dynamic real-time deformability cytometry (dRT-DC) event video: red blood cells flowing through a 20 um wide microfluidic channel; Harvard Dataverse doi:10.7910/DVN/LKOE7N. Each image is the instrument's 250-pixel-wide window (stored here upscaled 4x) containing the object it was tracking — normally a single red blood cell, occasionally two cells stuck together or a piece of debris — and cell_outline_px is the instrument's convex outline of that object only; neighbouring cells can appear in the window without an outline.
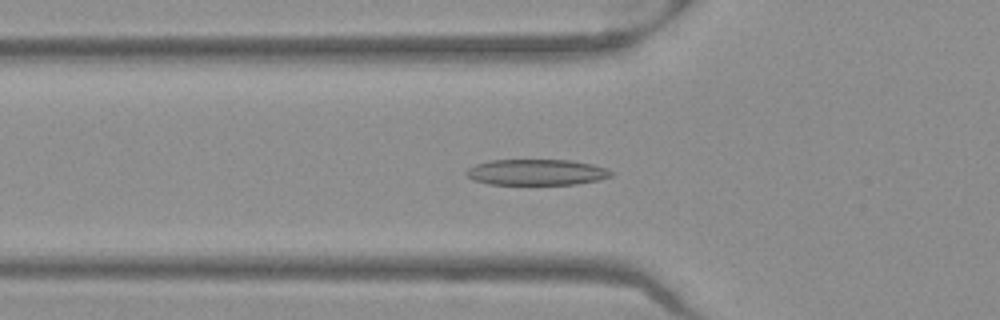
{"species": "Egyptian fruit bat (a non-hibernating species)", "species_latin": "Rousettus aegyptiacus", "temperature_condition": "warm", "stored_images_in_passage": 51, "camera_frame_rate_fps": 3000, "um_per_image_px": 0.085, "frame": {"image": 1, "passage_image": 18, "time_ms": 5.667, "image_size_px": [1000, 320], "cell_outline_px": [[612, 176], [600, 180], [576, 184], [488, 184], [472, 180], [464, 172], [468, 168], [476, 164], [488, 160], [572, 160], [592, 164], [608, 168], [612, 172]], "centroid_in_image_um": [45.61, 14.63], "position_along_channel_um": 80.2, "area_um2": 22.02}}
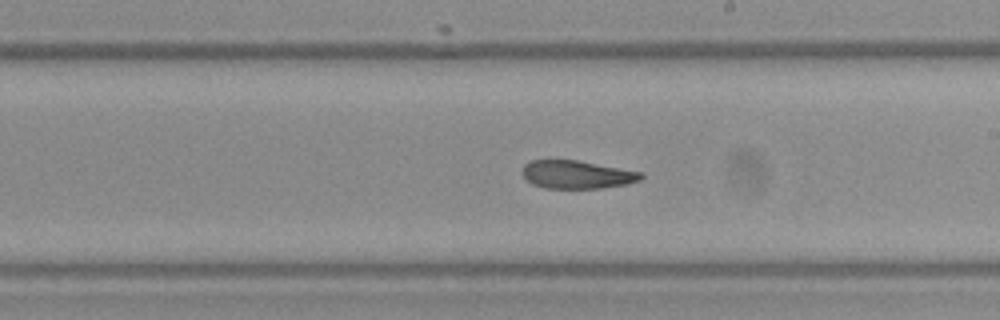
{"frame": {"image": 2, "passage_image": 30, "time_ms": 9.667, "image_size_px": [1000, 320], "cell_outline_px": [[644, 176], [640, 180], [628, 184], [600, 188], [544, 188], [532, 184], [520, 172], [524, 164], [532, 160], [580, 160], [644, 172]], "centroid_in_image_um": [49.06, 14.83], "position_along_channel_um": 239.9, "area_um2": 19.71}}
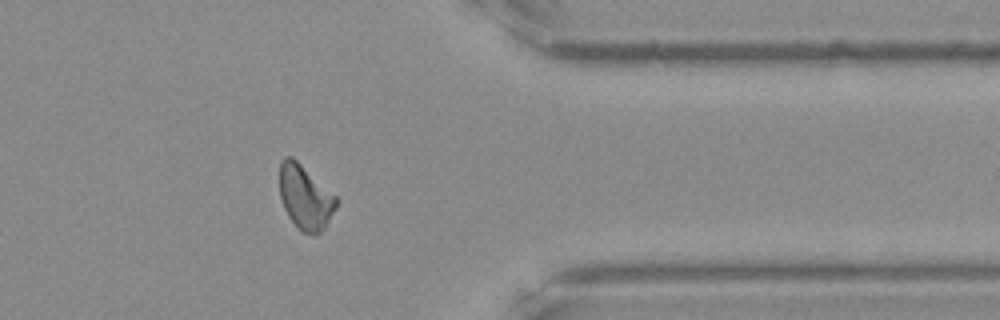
{"frame": {"image": 3, "passage_image": 42, "time_ms": 13.667, "image_size_px": [1000, 320], "cell_outline_px": [[340, 200], [336, 208], [324, 228], [316, 236], [304, 232], [296, 228], [288, 216], [284, 208], [280, 196], [280, 160], [284, 156], [292, 156], [336, 196]], "centroid_in_image_um": [25.94, 16.78], "position_along_channel_um": 385.5, "area_um2": 21.33}, "authors_computed_cell_mechanics": {"area_um2": 21.097, "velocity_mm_per_s": 3.9706, "shape_relaxation_time_tau1_ms": 9.0924, "shape_relaxation_time_tau2_ms": 3.3251, "deformation_change_tau1": 0.2484, "deformation_change_tau2": 0.1141}}